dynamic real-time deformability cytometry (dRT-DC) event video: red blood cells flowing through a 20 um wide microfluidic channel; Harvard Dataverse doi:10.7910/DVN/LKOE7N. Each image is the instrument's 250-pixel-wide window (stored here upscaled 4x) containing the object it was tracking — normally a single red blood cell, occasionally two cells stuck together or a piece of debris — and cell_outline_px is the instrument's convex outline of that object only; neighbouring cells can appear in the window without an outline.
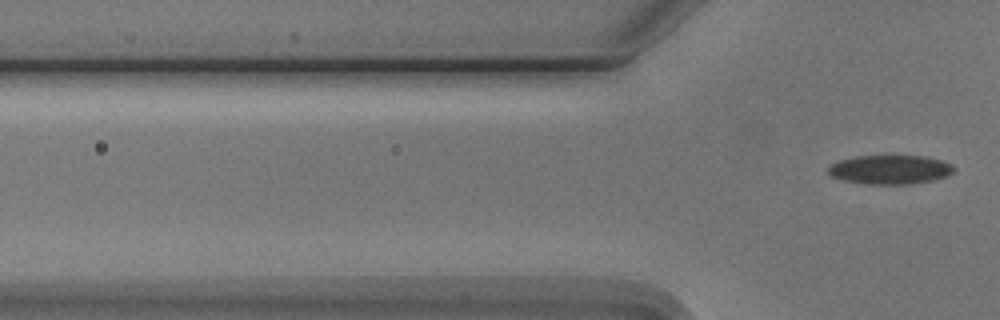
{"species": "Egyptian fruit bat (a non-hibernating species)", "species_latin": "Rousettus aegyptiacus", "temperature_condition": "cold", "stored_images_in_passage": 7, "segment_of_instrument_passage": [2, 2], "camera_frame_rate_fps": 3000, "um_per_image_px": 0.085, "animal": {"sex": "male"}, "frame": {"image": 1, "passage_image": 7, "time_ms": 8.333, "image_size_px": [1000, 320], "cell_outline_px": [[956, 168], [948, 176], [932, 180], [912, 184], [868, 184], [844, 180], [832, 176], [828, 172], [828, 168], [832, 164], [840, 160], [856, 156], [928, 156], [952, 164]], "centroid_in_image_um": [75.7, 14.41], "position_along_channel_um": 50.1, "area_um2": 21.21}}